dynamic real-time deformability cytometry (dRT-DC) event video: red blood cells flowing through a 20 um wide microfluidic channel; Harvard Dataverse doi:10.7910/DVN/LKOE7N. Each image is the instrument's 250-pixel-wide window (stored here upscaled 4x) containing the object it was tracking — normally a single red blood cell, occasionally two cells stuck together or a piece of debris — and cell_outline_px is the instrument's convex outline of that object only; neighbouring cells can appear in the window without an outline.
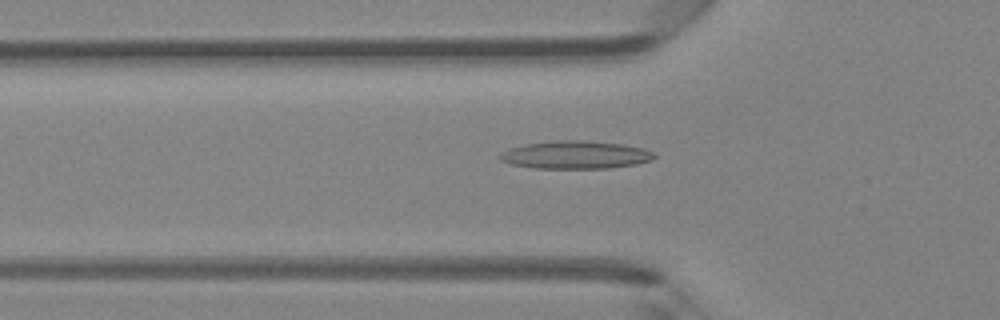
{"species": "Egyptian fruit bat (a non-hibernating species)", "species_latin": "Rousettus aegyptiacus", "temperature_condition": "room temperature", "stored_images_in_passage": 37, "camera_frame_rate_fps": 3000, "um_per_image_px": 0.085, "animal": {"sex": "female"}, "frame": {"image": 1, "passage_image": 6, "time_ms": 1.667, "image_size_px": [1000, 320], "cell_outline_px": [[656, 156], [652, 160], [636, 164], [608, 168], [532, 168], [512, 164], [500, 160], [496, 156], [500, 152], [508, 148], [524, 144], [556, 140], [580, 140], [624, 144], [644, 148], [656, 152]], "centroid_in_image_um": [48.9, 13.16], "position_along_channel_um": 76.9, "area_um2": 25.37}}
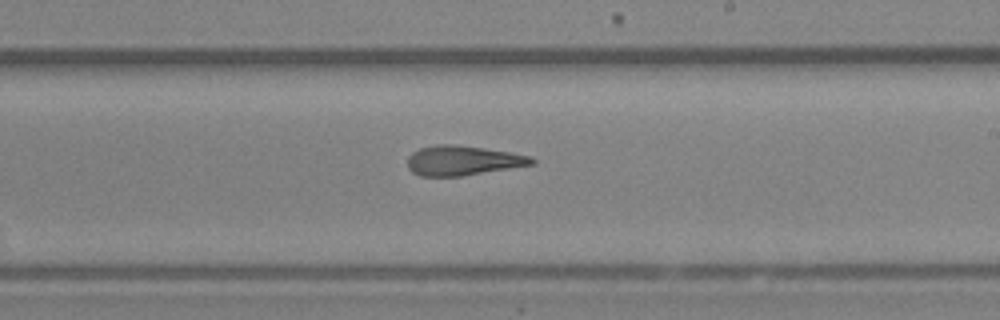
{"frame": {"image": 2, "passage_image": 18, "time_ms": 5.667, "image_size_px": [1000, 320], "cell_outline_px": [[536, 164], [464, 176], [420, 176], [412, 172], [408, 168], [408, 156], [412, 152], [420, 148], [436, 144], [452, 144], [484, 148], [532, 156], [536, 160]], "centroid_in_image_um": [39.35, 13.65], "position_along_channel_um": 249.6, "area_um2": 21.68}}
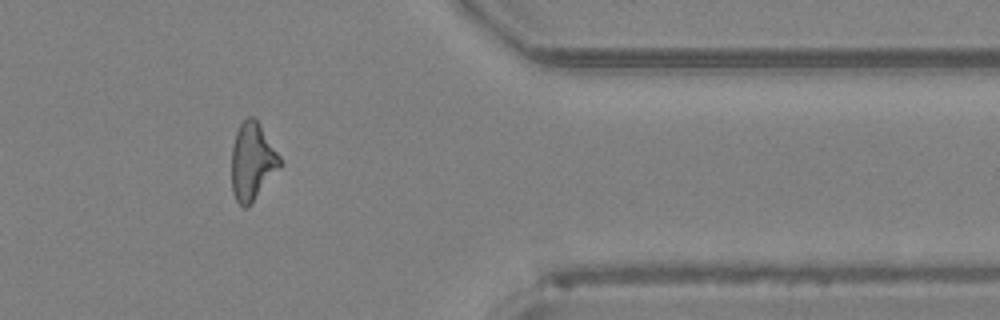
{"frame": {"image": 3, "passage_image": 29, "time_ms": 9.333, "image_size_px": [1000, 320], "cell_outline_px": [[280, 168], [248, 208], [244, 208], [236, 200], [232, 192], [232, 148], [236, 132], [240, 124], [248, 116], [252, 116], [260, 124], [280, 156]], "centroid_in_image_um": [21.44, 13.75], "position_along_channel_um": 390.0, "area_um2": 21.73}, "authors_computed_cell_mechanics": {"area_um2": 21.9062, "velocity_mm_per_s": 4.3257, "shape_relaxation_time_tau1_ms": 6.9922, "shape_relaxation_time_tau2_ms": 2.748, "deformation_change_tau1": 0.2157, "deformation_change_tau2": 0.1496}}